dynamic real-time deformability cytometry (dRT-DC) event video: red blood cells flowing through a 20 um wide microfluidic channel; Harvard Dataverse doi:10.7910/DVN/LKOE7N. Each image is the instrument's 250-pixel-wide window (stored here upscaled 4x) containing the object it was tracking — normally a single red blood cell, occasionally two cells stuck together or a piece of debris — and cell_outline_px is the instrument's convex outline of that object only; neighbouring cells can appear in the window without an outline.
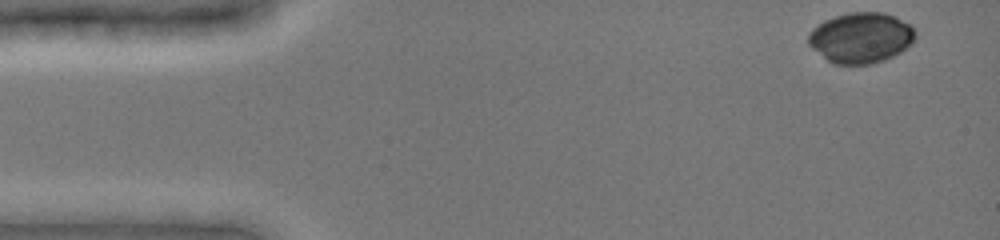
{"species": "common noctule bat (a hibernating species)", "species_latin": "Nyctalus noctula", "temperature_condition": "cold", "stored_images_in_passage": 43, "camera_frame_rate_fps": 3000, "um_per_image_px": 0.085, "animal": {"sex": "female", "body_mass_g": 19.0, "forearm_length_mm": 51.5}, "frame": {"image": 1, "passage_image": 1, "time_ms": 0.0, "image_size_px": [1000, 240], "cell_outline_px": [[916, 40], [912, 44], [900, 52], [884, 60], [872, 64], [832, 64], [812, 48], [808, 44], [808, 32], [812, 28], [824, 20], [848, 12], [884, 12], [896, 16], [912, 24], [916, 32]], "centroid_in_image_um": [73.2, 3.2], "position_along_channel_um": 11.8, "area_um2": 31.96}}
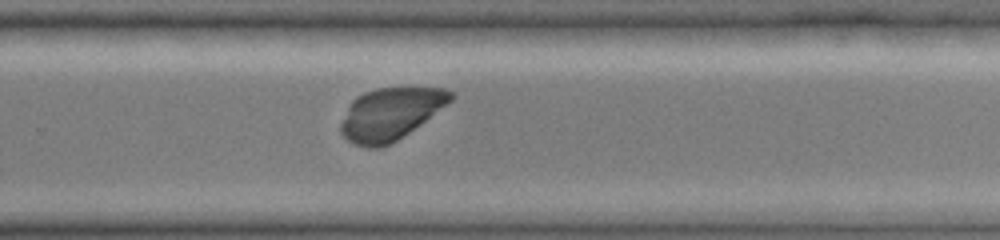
{"frame": {"image": 2, "passage_image": 31, "time_ms": 10.0, "image_size_px": [1000, 240], "cell_outline_px": [[456, 96], [452, 100], [420, 124], [396, 140], [380, 148], [368, 148], [356, 144], [348, 140], [340, 132], [340, 124], [352, 100], [356, 96], [364, 92], [376, 88], [444, 88], [456, 92]], "centroid_in_image_um": [33.19, 9.66], "position_along_channel_um": 296.6, "area_um2": 33.0}}
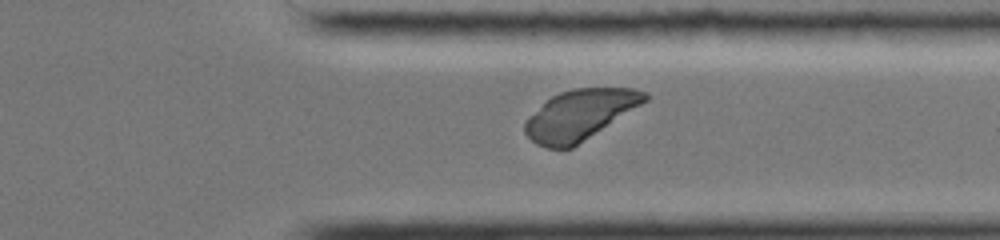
{"frame": {"image": 3, "passage_image": 36, "time_ms": 11.667, "image_size_px": [1000, 240], "cell_outline_px": [[648, 100], [572, 148], [548, 148], [536, 144], [524, 132], [524, 120], [528, 116], [552, 96], [560, 92], [572, 88], [636, 88], [648, 92]], "centroid_in_image_um": [49.28, 9.75], "position_along_channel_um": 362.1, "area_um2": 34.85}}